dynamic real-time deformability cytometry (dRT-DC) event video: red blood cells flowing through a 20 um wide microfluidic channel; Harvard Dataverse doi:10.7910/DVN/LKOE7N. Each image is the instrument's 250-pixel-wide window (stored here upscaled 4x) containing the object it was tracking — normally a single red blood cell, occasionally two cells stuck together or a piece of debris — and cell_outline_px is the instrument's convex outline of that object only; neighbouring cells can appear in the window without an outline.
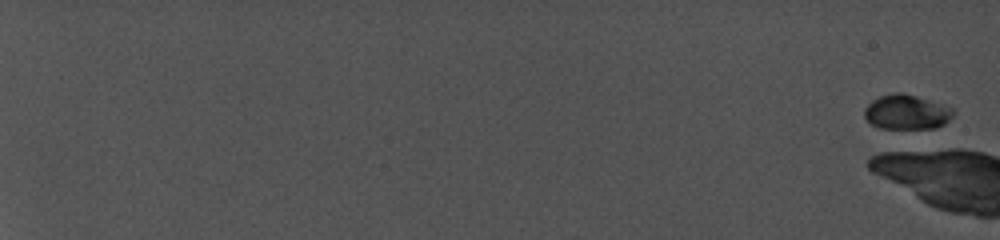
{"species": "common noctule bat (a hibernating species)", "species_latin": "Nyctalus noctula", "temperature_condition": "cold", "stored_images_in_passage": 3, "camera_frame_rate_fps": 5000, "um_per_image_px": 0.085, "animal": {"sex": "female", "body_mass_g": 19.0, "forearm_length_mm": 56.7}, "frame": {"image": 1, "passage_image": 1, "time_ms": 0.0, "image_size_px": [1000, 240], "cell_outline_px": [[956, 112], [944, 124], [936, 128], [880, 128], [872, 124], [864, 116], [864, 108], [872, 100], [880, 96], [896, 92], [900, 92], [916, 96], [952, 108]], "centroid_in_image_um": [77.05, 9.53], "position_along_channel_um": 8.0, "area_um2": 17.74}}